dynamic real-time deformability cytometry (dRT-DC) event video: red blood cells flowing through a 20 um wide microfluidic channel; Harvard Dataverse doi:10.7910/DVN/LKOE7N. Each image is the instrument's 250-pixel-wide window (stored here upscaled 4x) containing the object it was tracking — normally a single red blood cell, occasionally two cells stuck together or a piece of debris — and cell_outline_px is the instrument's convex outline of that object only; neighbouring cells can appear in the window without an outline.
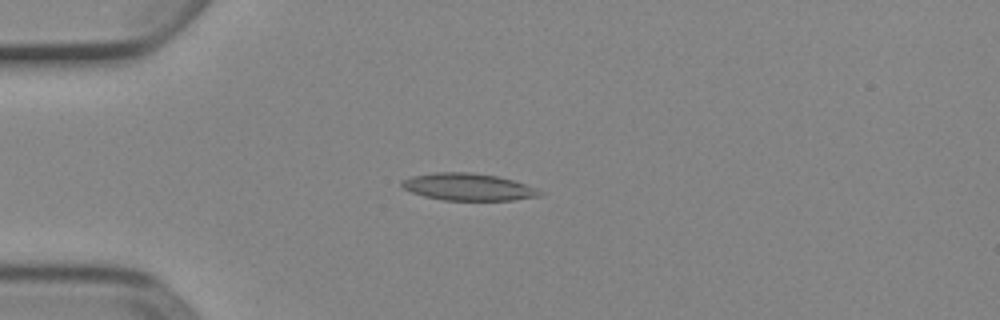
{"species": "Egyptian fruit bat (a non-hibernating species)", "species_latin": "Rousettus aegyptiacus", "temperature_condition": "cold", "stored_images_in_passage": 7, "camera_frame_rate_fps": 3000, "um_per_image_px": 0.085, "animal": {"sex": "female"}, "frame": {"image": 1, "passage_image": 4, "time_ms": 1.0, "image_size_px": [1000, 320], "cell_outline_px": [[544, 196], [512, 200], [444, 200], [424, 196], [412, 192], [404, 188], [400, 184], [404, 180], [412, 176], [436, 172], [468, 172], [496, 176], [512, 180], [524, 184], [544, 192]], "centroid_in_image_um": [39.82, 15.89], "position_along_channel_um": 45.2, "area_um2": 21.62}}
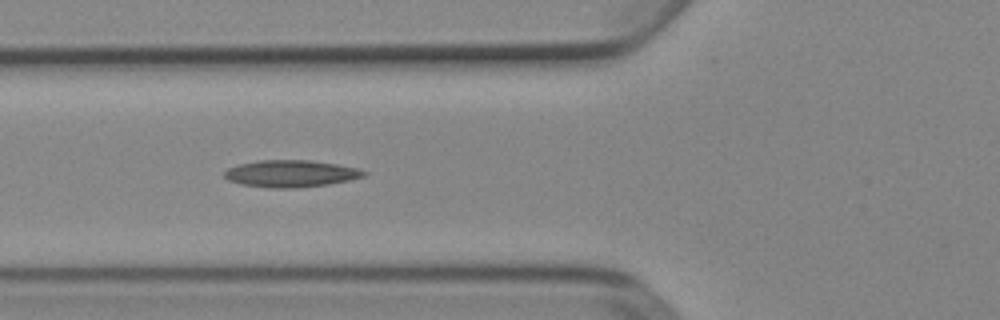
{"frame": {"image": 2, "passage_image": 6, "time_ms": 1.667, "image_size_px": [1000, 320], "cell_outline_px": [[368, 172], [364, 176], [348, 180], [328, 184], [296, 188], [268, 188], [240, 184], [228, 180], [224, 176], [224, 172], [228, 168], [240, 164], [260, 160], [308, 160], [336, 164], [356, 168]], "centroid_in_image_um": [24.69, 14.76], "position_along_channel_um": 101.1, "area_um2": 21.79}}
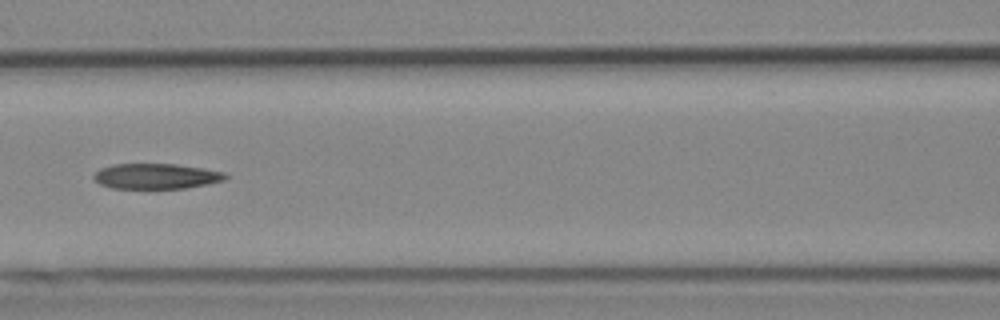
{"frame": {"image": 3, "passage_image": 7, "time_ms": 2.0, "image_size_px": [1000, 320], "cell_outline_px": [[228, 176], [224, 180], [208, 184], [184, 188], [112, 188], [100, 184], [92, 176], [100, 168], [112, 164], [176, 164], [204, 168], [224, 172]], "centroid_in_image_um": [13.28, 14.97], "position_along_channel_um": 153.3, "area_um2": 19.42}}